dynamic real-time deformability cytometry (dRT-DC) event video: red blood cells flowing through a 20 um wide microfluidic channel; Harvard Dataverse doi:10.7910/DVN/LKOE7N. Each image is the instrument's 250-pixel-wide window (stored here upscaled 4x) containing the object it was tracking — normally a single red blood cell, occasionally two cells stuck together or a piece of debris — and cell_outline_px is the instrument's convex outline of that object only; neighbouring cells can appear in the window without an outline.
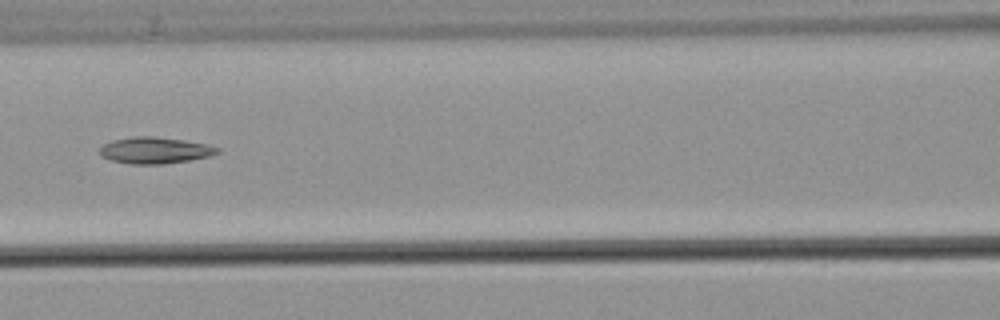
{"species": "common noctule bat (a hibernating species)", "species_latin": "Nyctalus noctula", "temperature_condition": "warm", "stored_images_in_passage": 6, "camera_frame_rate_fps": 3000, "um_per_image_px": 0.085, "animal": {"sex": "male", "body_mass_g": 21.5, "forearm_length_mm": 52.0}, "frame": {"image": 1, "passage_image": 6, "time_ms": 7.0, "image_size_px": [1000, 320], "cell_outline_px": [[220, 152], [212, 156], [164, 164], [132, 164], [112, 160], [100, 156], [100, 148], [104, 144], [112, 140], [132, 136], [156, 136], [184, 140], [208, 144], [220, 148]], "centroid_in_image_um": [13.19, 12.77], "position_along_channel_um": 153.4, "area_um2": 18.26}}